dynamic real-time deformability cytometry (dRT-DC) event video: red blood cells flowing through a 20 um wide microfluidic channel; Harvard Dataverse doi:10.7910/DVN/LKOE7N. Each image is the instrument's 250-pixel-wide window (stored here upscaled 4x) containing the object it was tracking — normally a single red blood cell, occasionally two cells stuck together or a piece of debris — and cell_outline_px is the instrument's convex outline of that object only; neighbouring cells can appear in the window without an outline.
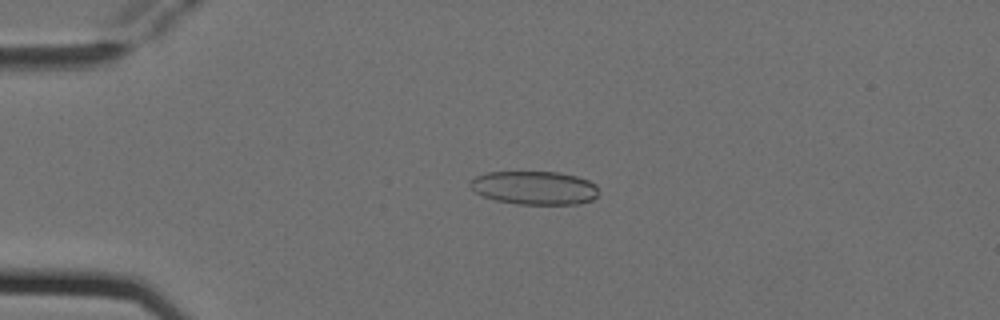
{"species": "Egyptian fruit bat (a non-hibernating species)", "species_latin": "Rousettus aegyptiacus", "temperature_condition": "cold", "stored_images_in_passage": 5, "camera_frame_rate_fps": 3000, "um_per_image_px": 0.085, "animal": {"sex": "female"}, "frame": {"image": 1, "passage_image": 4, "time_ms": 1.0, "image_size_px": [1000, 320], "cell_outline_px": [[600, 192], [592, 200], [580, 204], [516, 204], [496, 200], [484, 196], [476, 192], [468, 184], [468, 180], [476, 176], [488, 172], [560, 172], [576, 176], [588, 180], [596, 184]], "centroid_in_image_um": [45.45, 15.96], "position_along_channel_um": 39.6, "area_um2": 25.26}}